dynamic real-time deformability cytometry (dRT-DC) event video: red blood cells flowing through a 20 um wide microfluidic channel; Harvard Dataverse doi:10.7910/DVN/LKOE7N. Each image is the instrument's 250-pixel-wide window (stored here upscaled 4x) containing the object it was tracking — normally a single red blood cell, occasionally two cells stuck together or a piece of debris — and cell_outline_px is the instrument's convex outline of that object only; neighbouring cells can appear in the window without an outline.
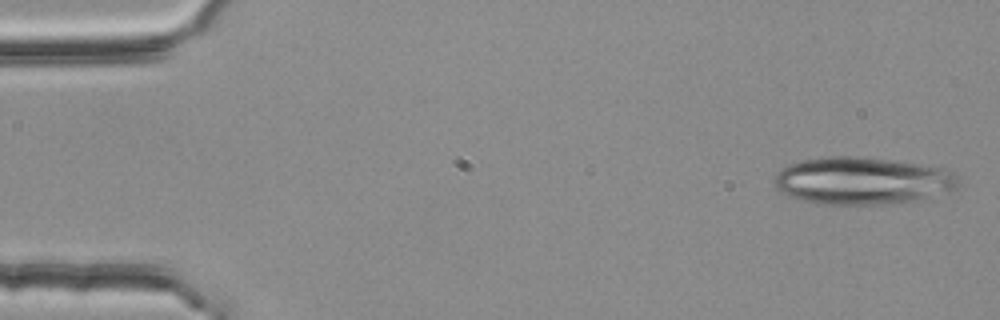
{"species": "common noctule bat (a hibernating species)", "species_latin": "Nyctalus noctula", "temperature_condition": "room temperature", "stored_images_in_passage": 5, "camera_frame_rate_fps": 3000, "um_per_image_px": 0.085, "animal": {"sex": "female", "body_mass_g": 25.1}, "frame": {"image": 1, "passage_image": 1, "time_ms": 0.0, "image_size_px": [1000, 320], "cell_outline_px": [[960, 184], [952, 192], [900, 204], [820, 204], [804, 200], [792, 196], [776, 188], [776, 172], [780, 168], [788, 164], [804, 160], [828, 156], [856, 156], [920, 164], [944, 168], [956, 172]], "centroid_in_image_um": [73.39, 15.37], "position_along_channel_um": 11.6, "area_um2": 51.04}}